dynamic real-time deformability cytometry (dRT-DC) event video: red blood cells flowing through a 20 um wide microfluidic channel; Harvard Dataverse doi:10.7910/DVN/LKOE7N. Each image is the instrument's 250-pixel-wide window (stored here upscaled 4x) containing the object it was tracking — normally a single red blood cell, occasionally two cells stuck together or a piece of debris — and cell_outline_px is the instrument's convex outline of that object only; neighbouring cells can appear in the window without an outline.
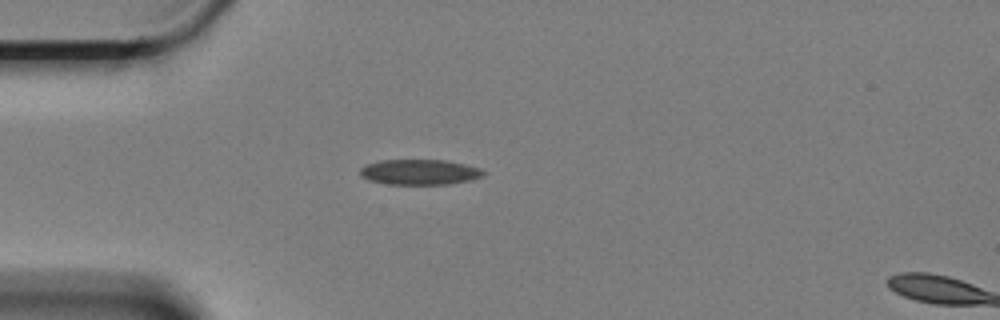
{"species": "Egyptian fruit bat (a non-hibernating species)", "species_latin": "Rousettus aegyptiacus", "temperature_condition": "cold", "stored_images_in_passage": 3, "camera_frame_rate_fps": 3000, "um_per_image_px": 0.085, "animal": {"sex": "female"}, "frame": {"image": 1, "passage_image": 1, "time_ms": 0.0, "image_size_px": [1000, 320], "cell_outline_px": [[484, 176], [472, 180], [448, 184], [388, 184], [368, 180], [360, 176], [360, 168], [368, 164], [380, 160], [448, 160], [480, 168], [484, 172]], "centroid_in_image_um": [35.67, 14.63], "position_along_channel_um": 49.3, "area_um2": 18.26}}